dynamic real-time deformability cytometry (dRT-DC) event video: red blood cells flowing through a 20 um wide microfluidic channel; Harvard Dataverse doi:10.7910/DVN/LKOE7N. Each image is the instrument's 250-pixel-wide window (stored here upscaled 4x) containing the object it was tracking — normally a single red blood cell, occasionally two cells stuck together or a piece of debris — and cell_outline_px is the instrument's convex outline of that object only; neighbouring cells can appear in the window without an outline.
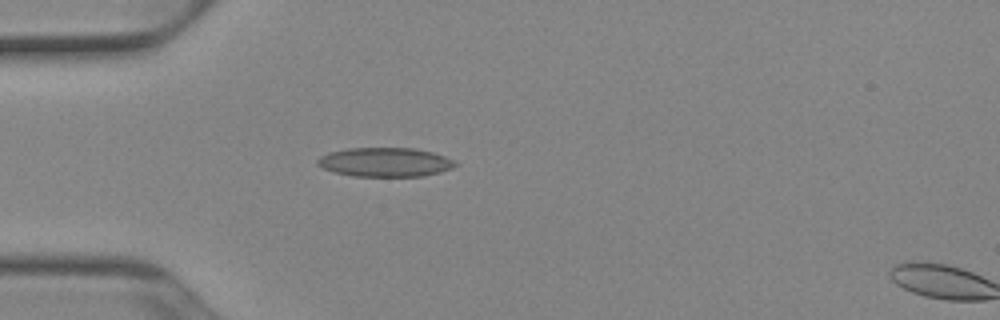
{"species": "Egyptian fruit bat (a non-hibernating species)", "species_latin": "Rousettus aegyptiacus", "temperature_condition": "cold", "stored_images_in_passage": 3, "camera_frame_rate_fps": 3000, "um_per_image_px": 0.085, "animal": {"sex": "female"}, "frame": {"image": 1, "passage_image": 1, "time_ms": 0.0, "image_size_px": [1000, 320], "cell_outline_px": [[460, 164], [452, 168], [440, 172], [424, 176], [352, 176], [336, 172], [324, 168], [316, 164], [316, 160], [320, 156], [328, 152], [348, 148], [416, 148], [432, 152], [444, 156]], "centroid_in_image_um": [32.74, 13.78], "position_along_channel_um": 52.3, "area_um2": 23.41}}